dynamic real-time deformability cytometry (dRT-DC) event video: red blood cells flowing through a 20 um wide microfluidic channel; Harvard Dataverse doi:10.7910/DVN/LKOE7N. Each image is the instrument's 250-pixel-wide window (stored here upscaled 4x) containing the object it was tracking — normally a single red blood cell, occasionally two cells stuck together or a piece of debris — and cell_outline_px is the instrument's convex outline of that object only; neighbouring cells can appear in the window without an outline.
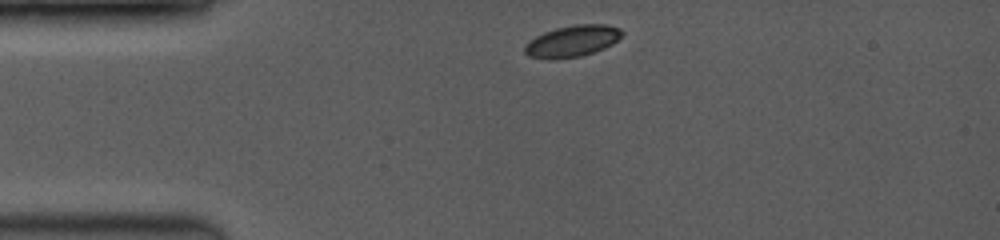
{"species": "common noctule bat (a hibernating species)", "species_latin": "Nyctalus noctula", "temperature_condition": "room temperature", "stored_images_in_passage": 2, "camera_frame_rate_fps": 3500, "um_per_image_px": 0.085, "animal": {"sex": "female", "body_mass_g": 19.0, "forearm_length_mm": 53.3}, "frame": {"image": 1, "passage_image": 1, "time_ms": 0.0, "image_size_px": [1000, 240], "cell_outline_px": [[624, 32], [612, 44], [604, 48], [580, 56], [556, 60], [548, 60], [528, 56], [524, 52], [524, 48], [536, 36], [544, 32], [556, 28], [576, 24], [604, 24], [620, 28]], "centroid_in_image_um": [48.64, 3.5], "position_along_channel_um": 36.4, "area_um2": 17.74}}